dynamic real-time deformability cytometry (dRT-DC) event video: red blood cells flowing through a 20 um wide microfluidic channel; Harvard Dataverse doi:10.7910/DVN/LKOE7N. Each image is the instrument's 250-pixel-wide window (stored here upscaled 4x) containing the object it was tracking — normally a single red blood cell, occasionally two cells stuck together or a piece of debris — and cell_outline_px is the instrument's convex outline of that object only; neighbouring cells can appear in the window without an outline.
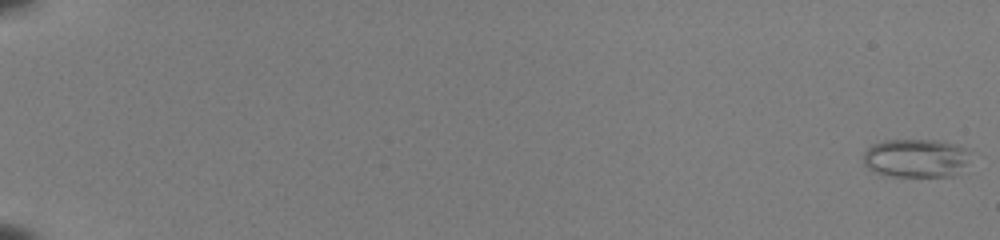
{"species": "common noctule bat (a hibernating species)", "species_latin": "Nyctalus noctula", "temperature_condition": "room temperature", "stored_images_in_passage": 54, "camera_frame_rate_fps": 3000, "um_per_image_px": 0.085, "animal": {"sex": "female", "body_mass_g": 22.0, "forearm_length_mm": 56.7}, "frame": {"image": 1, "passage_image": 1, "time_ms": 0.0, "image_size_px": [1000, 240], "cell_outline_px": [[972, 148], [964, 164], [952, 176], [888, 176], [876, 172], [868, 168], [864, 164], [864, 152], [872, 144], [884, 140], [940, 140], [960, 144]], "centroid_in_image_um": [77.86, 13.41], "position_along_channel_um": 7.1, "area_um2": 24.16}}
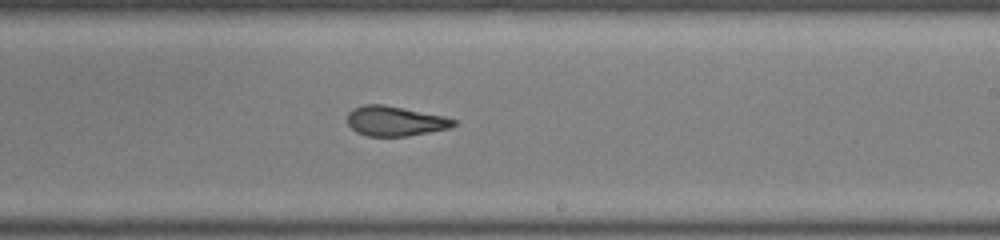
{"frame": {"image": 2, "passage_image": 36, "time_ms": 11.667, "image_size_px": [1000, 240], "cell_outline_px": [[460, 120], [456, 124], [448, 128], [408, 136], [368, 136], [356, 132], [348, 124], [348, 112], [352, 108], [364, 104], [384, 104], [444, 116]], "centroid_in_image_um": [33.58, 10.28], "position_along_channel_um": 255.4, "area_um2": 18.55}}
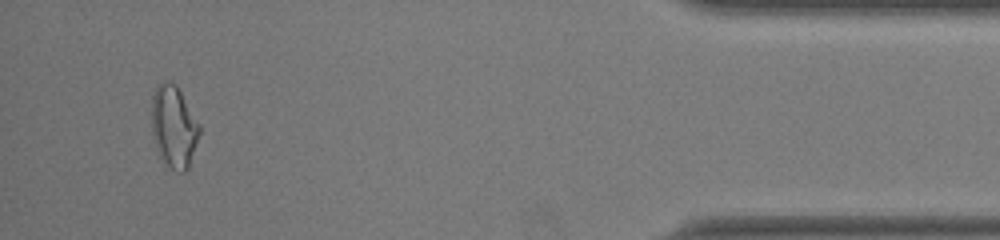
{"frame": {"image": 3, "passage_image": 52, "time_ms": 17.0, "image_size_px": [1000, 240], "cell_outline_px": [[200, 132], [188, 168], [184, 172], [180, 172], [172, 168], [160, 160], [156, 148], [152, 132], [152, 92], [156, 84], [168, 80], [176, 84], [200, 124]], "centroid_in_image_um": [14.75, 10.74], "position_along_channel_um": 420.4, "area_um2": 23.0}, "authors_computed_cell_mechanics": {"area_um2": 20.4901, "velocity_mm_per_s": 4.0124, "shape_relaxation_time_tau1_ms": 6.3504, "shape_relaxation_time_tau2_ms": 1.4855, "deformation_change_tau1": 0.2011, "deformation_change_tau2": 0.1002}}